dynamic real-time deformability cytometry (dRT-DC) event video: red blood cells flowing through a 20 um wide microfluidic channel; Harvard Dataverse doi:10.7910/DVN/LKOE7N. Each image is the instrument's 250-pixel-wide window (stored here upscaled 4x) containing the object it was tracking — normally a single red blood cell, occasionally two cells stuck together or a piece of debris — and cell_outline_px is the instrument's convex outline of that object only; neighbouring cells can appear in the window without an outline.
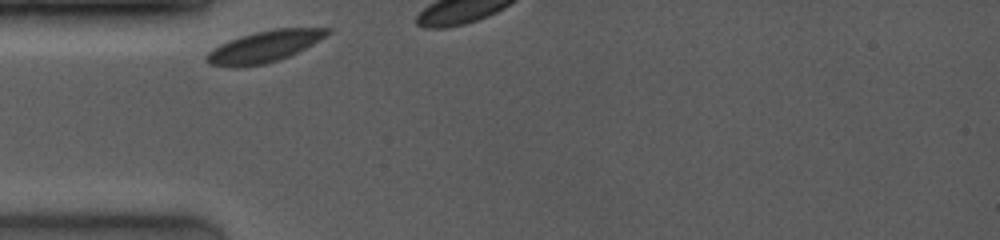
{"species": "common noctule bat (a hibernating species)", "species_latin": "Nyctalus noctula", "temperature_condition": "room temperature", "stored_images_in_passage": 4, "camera_frame_rate_fps": 4000, "um_per_image_px": 0.085, "animal": {"sex": "female", "body_mass_g": 19.0, "forearm_length_mm": 53.3}, "frame": {"image": 1, "passage_image": 1, "time_ms": 0.0, "image_size_px": [1000, 240], "cell_outline_px": [[332, 32], [312, 44], [288, 56], [264, 64], [236, 68], [232, 68], [208, 64], [204, 60], [204, 56], [208, 52], [220, 44], [240, 36], [256, 32], [276, 28], [332, 28]], "centroid_in_image_um": [22.41, 3.97], "position_along_channel_um": 62.6, "area_um2": 22.02}}